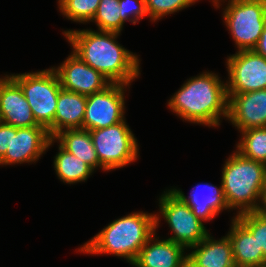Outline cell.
<instances>
[{"instance_id":"obj_6","label":"cell","mask_w":266,"mask_h":267,"mask_svg":"<svg viewBox=\"0 0 266 267\" xmlns=\"http://www.w3.org/2000/svg\"><path fill=\"white\" fill-rule=\"evenodd\" d=\"M223 14L238 50H253L266 24L264 0H229Z\"/></svg>"},{"instance_id":"obj_9","label":"cell","mask_w":266,"mask_h":267,"mask_svg":"<svg viewBox=\"0 0 266 267\" xmlns=\"http://www.w3.org/2000/svg\"><path fill=\"white\" fill-rule=\"evenodd\" d=\"M124 86L110 83L103 90L87 96L83 129L107 128L124 120Z\"/></svg>"},{"instance_id":"obj_30","label":"cell","mask_w":266,"mask_h":267,"mask_svg":"<svg viewBox=\"0 0 266 267\" xmlns=\"http://www.w3.org/2000/svg\"><path fill=\"white\" fill-rule=\"evenodd\" d=\"M260 201H261L262 205L258 206L256 211L258 213H261V214L265 215L266 214V180H265V183H264V185L262 187Z\"/></svg>"},{"instance_id":"obj_17","label":"cell","mask_w":266,"mask_h":267,"mask_svg":"<svg viewBox=\"0 0 266 267\" xmlns=\"http://www.w3.org/2000/svg\"><path fill=\"white\" fill-rule=\"evenodd\" d=\"M212 238L208 234L197 245L190 247L197 249L187 255V260L194 267H236L229 237L219 240Z\"/></svg>"},{"instance_id":"obj_18","label":"cell","mask_w":266,"mask_h":267,"mask_svg":"<svg viewBox=\"0 0 266 267\" xmlns=\"http://www.w3.org/2000/svg\"><path fill=\"white\" fill-rule=\"evenodd\" d=\"M201 184H197L189 198L184 195V193L177 189H171V191L183 202L186 203L191 209L195 216L202 221H209L214 219V217L223 209H229L224 197L222 183L219 188L211 184H204V189L209 192L207 195L197 190ZM200 196V197H199Z\"/></svg>"},{"instance_id":"obj_26","label":"cell","mask_w":266,"mask_h":267,"mask_svg":"<svg viewBox=\"0 0 266 267\" xmlns=\"http://www.w3.org/2000/svg\"><path fill=\"white\" fill-rule=\"evenodd\" d=\"M198 0H145L146 10L152 20L172 14L183 8L189 7Z\"/></svg>"},{"instance_id":"obj_23","label":"cell","mask_w":266,"mask_h":267,"mask_svg":"<svg viewBox=\"0 0 266 267\" xmlns=\"http://www.w3.org/2000/svg\"><path fill=\"white\" fill-rule=\"evenodd\" d=\"M93 20L97 23L99 31L120 33L124 22L120 16L119 0H100Z\"/></svg>"},{"instance_id":"obj_25","label":"cell","mask_w":266,"mask_h":267,"mask_svg":"<svg viewBox=\"0 0 266 267\" xmlns=\"http://www.w3.org/2000/svg\"><path fill=\"white\" fill-rule=\"evenodd\" d=\"M236 218L252 233L266 259V215L257 211L236 215Z\"/></svg>"},{"instance_id":"obj_5","label":"cell","mask_w":266,"mask_h":267,"mask_svg":"<svg viewBox=\"0 0 266 267\" xmlns=\"http://www.w3.org/2000/svg\"><path fill=\"white\" fill-rule=\"evenodd\" d=\"M20 86L38 125L54 138V119L62 88L54 68L11 76Z\"/></svg>"},{"instance_id":"obj_10","label":"cell","mask_w":266,"mask_h":267,"mask_svg":"<svg viewBox=\"0 0 266 267\" xmlns=\"http://www.w3.org/2000/svg\"><path fill=\"white\" fill-rule=\"evenodd\" d=\"M227 93L266 89V58L254 50H242L227 59Z\"/></svg>"},{"instance_id":"obj_2","label":"cell","mask_w":266,"mask_h":267,"mask_svg":"<svg viewBox=\"0 0 266 267\" xmlns=\"http://www.w3.org/2000/svg\"><path fill=\"white\" fill-rule=\"evenodd\" d=\"M228 101L226 84L204 72L183 84L168 105L186 121L214 127L220 125L221 115L228 117Z\"/></svg>"},{"instance_id":"obj_13","label":"cell","mask_w":266,"mask_h":267,"mask_svg":"<svg viewBox=\"0 0 266 267\" xmlns=\"http://www.w3.org/2000/svg\"><path fill=\"white\" fill-rule=\"evenodd\" d=\"M227 119L240 130L266 127V89L246 93H227Z\"/></svg>"},{"instance_id":"obj_15","label":"cell","mask_w":266,"mask_h":267,"mask_svg":"<svg viewBox=\"0 0 266 267\" xmlns=\"http://www.w3.org/2000/svg\"><path fill=\"white\" fill-rule=\"evenodd\" d=\"M154 236L155 233L141 248L132 265L135 267H185L188 256H184L183 252L186 248L169 239L158 240ZM154 238L156 241L153 240ZM151 241H154V244H151Z\"/></svg>"},{"instance_id":"obj_29","label":"cell","mask_w":266,"mask_h":267,"mask_svg":"<svg viewBox=\"0 0 266 267\" xmlns=\"http://www.w3.org/2000/svg\"><path fill=\"white\" fill-rule=\"evenodd\" d=\"M257 54L266 58V24L256 47L253 49Z\"/></svg>"},{"instance_id":"obj_27","label":"cell","mask_w":266,"mask_h":267,"mask_svg":"<svg viewBox=\"0 0 266 267\" xmlns=\"http://www.w3.org/2000/svg\"><path fill=\"white\" fill-rule=\"evenodd\" d=\"M121 20H129L136 24L138 20L148 15L145 0H119ZM129 17H131L129 19ZM133 17V18H132Z\"/></svg>"},{"instance_id":"obj_19","label":"cell","mask_w":266,"mask_h":267,"mask_svg":"<svg viewBox=\"0 0 266 267\" xmlns=\"http://www.w3.org/2000/svg\"><path fill=\"white\" fill-rule=\"evenodd\" d=\"M87 96L60 89L54 119V137L67 129H83Z\"/></svg>"},{"instance_id":"obj_7","label":"cell","mask_w":266,"mask_h":267,"mask_svg":"<svg viewBox=\"0 0 266 267\" xmlns=\"http://www.w3.org/2000/svg\"><path fill=\"white\" fill-rule=\"evenodd\" d=\"M89 132L103 170L121 168L137 159L139 150L137 139L125 120Z\"/></svg>"},{"instance_id":"obj_12","label":"cell","mask_w":266,"mask_h":267,"mask_svg":"<svg viewBox=\"0 0 266 267\" xmlns=\"http://www.w3.org/2000/svg\"><path fill=\"white\" fill-rule=\"evenodd\" d=\"M54 70L63 89L85 96L99 92L111 83L74 53Z\"/></svg>"},{"instance_id":"obj_28","label":"cell","mask_w":266,"mask_h":267,"mask_svg":"<svg viewBox=\"0 0 266 267\" xmlns=\"http://www.w3.org/2000/svg\"><path fill=\"white\" fill-rule=\"evenodd\" d=\"M10 144V125L0 122V159Z\"/></svg>"},{"instance_id":"obj_22","label":"cell","mask_w":266,"mask_h":267,"mask_svg":"<svg viewBox=\"0 0 266 267\" xmlns=\"http://www.w3.org/2000/svg\"><path fill=\"white\" fill-rule=\"evenodd\" d=\"M242 133L237 152L242 156L266 165V127L250 128Z\"/></svg>"},{"instance_id":"obj_8","label":"cell","mask_w":266,"mask_h":267,"mask_svg":"<svg viewBox=\"0 0 266 267\" xmlns=\"http://www.w3.org/2000/svg\"><path fill=\"white\" fill-rule=\"evenodd\" d=\"M159 204L160 213L174 233L169 240L187 249L197 245L209 234L192 209L171 190L161 196Z\"/></svg>"},{"instance_id":"obj_24","label":"cell","mask_w":266,"mask_h":267,"mask_svg":"<svg viewBox=\"0 0 266 267\" xmlns=\"http://www.w3.org/2000/svg\"><path fill=\"white\" fill-rule=\"evenodd\" d=\"M59 9L68 19L76 22L92 21L100 0H58Z\"/></svg>"},{"instance_id":"obj_11","label":"cell","mask_w":266,"mask_h":267,"mask_svg":"<svg viewBox=\"0 0 266 267\" xmlns=\"http://www.w3.org/2000/svg\"><path fill=\"white\" fill-rule=\"evenodd\" d=\"M53 141L54 138L41 125L24 128L10 125V144L0 159V165L37 161Z\"/></svg>"},{"instance_id":"obj_20","label":"cell","mask_w":266,"mask_h":267,"mask_svg":"<svg viewBox=\"0 0 266 267\" xmlns=\"http://www.w3.org/2000/svg\"><path fill=\"white\" fill-rule=\"evenodd\" d=\"M54 140H58L65 150L83 160L93 170L98 166L103 168L99 162L89 130L82 128L63 130L54 137Z\"/></svg>"},{"instance_id":"obj_31","label":"cell","mask_w":266,"mask_h":267,"mask_svg":"<svg viewBox=\"0 0 266 267\" xmlns=\"http://www.w3.org/2000/svg\"><path fill=\"white\" fill-rule=\"evenodd\" d=\"M185 267H194V266L187 260Z\"/></svg>"},{"instance_id":"obj_21","label":"cell","mask_w":266,"mask_h":267,"mask_svg":"<svg viewBox=\"0 0 266 267\" xmlns=\"http://www.w3.org/2000/svg\"><path fill=\"white\" fill-rule=\"evenodd\" d=\"M54 168L60 180L67 184L85 181L94 171L83 160L65 150L59 144V152L54 159Z\"/></svg>"},{"instance_id":"obj_16","label":"cell","mask_w":266,"mask_h":267,"mask_svg":"<svg viewBox=\"0 0 266 267\" xmlns=\"http://www.w3.org/2000/svg\"><path fill=\"white\" fill-rule=\"evenodd\" d=\"M230 239L236 267H266L262 249L252 233L236 218L232 220Z\"/></svg>"},{"instance_id":"obj_3","label":"cell","mask_w":266,"mask_h":267,"mask_svg":"<svg viewBox=\"0 0 266 267\" xmlns=\"http://www.w3.org/2000/svg\"><path fill=\"white\" fill-rule=\"evenodd\" d=\"M159 217L155 214L134 212L111 222L91 240L79 248L89 254H113L132 264L141 248L155 233Z\"/></svg>"},{"instance_id":"obj_32","label":"cell","mask_w":266,"mask_h":267,"mask_svg":"<svg viewBox=\"0 0 266 267\" xmlns=\"http://www.w3.org/2000/svg\"><path fill=\"white\" fill-rule=\"evenodd\" d=\"M221 1V0H220ZM213 3L215 4V6L218 8L219 7V0H213ZM218 4V5H217Z\"/></svg>"},{"instance_id":"obj_1","label":"cell","mask_w":266,"mask_h":267,"mask_svg":"<svg viewBox=\"0 0 266 267\" xmlns=\"http://www.w3.org/2000/svg\"><path fill=\"white\" fill-rule=\"evenodd\" d=\"M63 34L71 43L73 53L111 83L129 85L139 76L138 56L115 41L118 32L68 30Z\"/></svg>"},{"instance_id":"obj_4","label":"cell","mask_w":266,"mask_h":267,"mask_svg":"<svg viewBox=\"0 0 266 267\" xmlns=\"http://www.w3.org/2000/svg\"><path fill=\"white\" fill-rule=\"evenodd\" d=\"M223 167L221 183L228 208H238L237 215L256 211L266 180V165L236 151Z\"/></svg>"},{"instance_id":"obj_14","label":"cell","mask_w":266,"mask_h":267,"mask_svg":"<svg viewBox=\"0 0 266 267\" xmlns=\"http://www.w3.org/2000/svg\"><path fill=\"white\" fill-rule=\"evenodd\" d=\"M1 122L15 128L38 126L19 84L10 76L0 78Z\"/></svg>"}]
</instances>
